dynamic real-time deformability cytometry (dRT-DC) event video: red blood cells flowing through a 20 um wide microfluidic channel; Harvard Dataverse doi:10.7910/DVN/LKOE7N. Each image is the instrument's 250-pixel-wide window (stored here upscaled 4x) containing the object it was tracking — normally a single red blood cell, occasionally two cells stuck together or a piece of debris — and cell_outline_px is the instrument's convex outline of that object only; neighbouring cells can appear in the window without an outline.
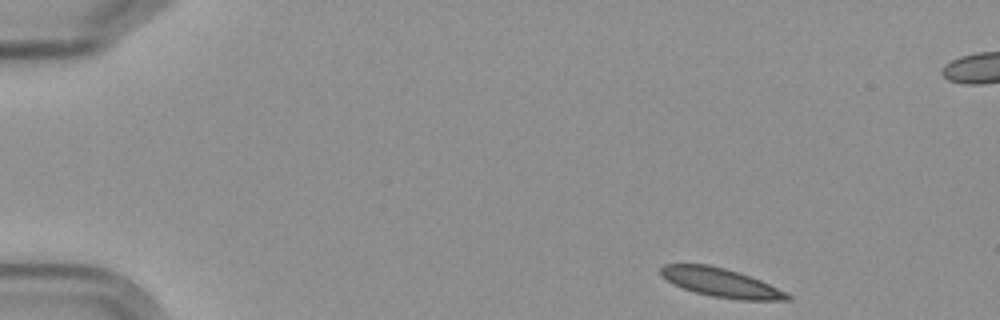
{"species": "Egyptian fruit bat (a non-hibernating species)", "species_latin": "Rousettus aegyptiacus", "temperature_condition": "cold", "stored_images_in_passage": 5, "camera_frame_rate_fps": 3000, "um_per_image_px": 0.085, "frame": {"image": 1, "passage_image": 1, "time_ms": 0.0, "image_size_px": [1000, 320], "cell_outline_px": [[792, 300], [740, 300], [712, 296], [696, 292], [672, 284], [660, 272], [660, 268], [664, 264], [708, 264], [724, 268], [760, 280], [788, 292], [792, 296]], "centroid_in_image_um": [61.32, 24.03], "position_along_channel_um": 23.7, "area_um2": 21.04}}